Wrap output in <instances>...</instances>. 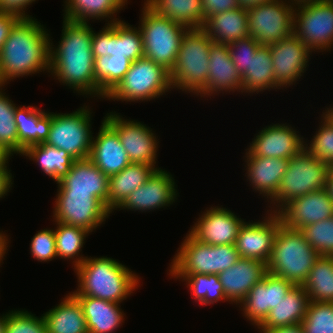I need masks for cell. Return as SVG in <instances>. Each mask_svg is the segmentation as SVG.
Segmentation results:
<instances>
[{"instance_id": "cell-1", "label": "cell", "mask_w": 333, "mask_h": 333, "mask_svg": "<svg viewBox=\"0 0 333 333\" xmlns=\"http://www.w3.org/2000/svg\"><path fill=\"white\" fill-rule=\"evenodd\" d=\"M89 23L63 18L59 44L55 46L50 37L49 73L74 93L76 91L78 95H85L87 98H99V85L94 72L95 58L92 53L94 28Z\"/></svg>"}, {"instance_id": "cell-2", "label": "cell", "mask_w": 333, "mask_h": 333, "mask_svg": "<svg viewBox=\"0 0 333 333\" xmlns=\"http://www.w3.org/2000/svg\"><path fill=\"white\" fill-rule=\"evenodd\" d=\"M50 72V34L37 19H20L0 51L3 85L15 78Z\"/></svg>"}, {"instance_id": "cell-3", "label": "cell", "mask_w": 333, "mask_h": 333, "mask_svg": "<svg viewBox=\"0 0 333 333\" xmlns=\"http://www.w3.org/2000/svg\"><path fill=\"white\" fill-rule=\"evenodd\" d=\"M74 272L78 288L72 292L73 295H86L118 304L134 293L140 282L135 272L107 256H87Z\"/></svg>"}, {"instance_id": "cell-4", "label": "cell", "mask_w": 333, "mask_h": 333, "mask_svg": "<svg viewBox=\"0 0 333 333\" xmlns=\"http://www.w3.org/2000/svg\"><path fill=\"white\" fill-rule=\"evenodd\" d=\"M320 255L300 230L279 227L267 263V272L302 286Z\"/></svg>"}, {"instance_id": "cell-5", "label": "cell", "mask_w": 333, "mask_h": 333, "mask_svg": "<svg viewBox=\"0 0 333 333\" xmlns=\"http://www.w3.org/2000/svg\"><path fill=\"white\" fill-rule=\"evenodd\" d=\"M213 40L203 28L188 29L170 71L172 89L201 95L209 73V51Z\"/></svg>"}, {"instance_id": "cell-6", "label": "cell", "mask_w": 333, "mask_h": 333, "mask_svg": "<svg viewBox=\"0 0 333 333\" xmlns=\"http://www.w3.org/2000/svg\"><path fill=\"white\" fill-rule=\"evenodd\" d=\"M330 168V165L312 156L305 148L301 149L289 159L287 170L267 211L278 213L290 201L327 188Z\"/></svg>"}, {"instance_id": "cell-7", "label": "cell", "mask_w": 333, "mask_h": 333, "mask_svg": "<svg viewBox=\"0 0 333 333\" xmlns=\"http://www.w3.org/2000/svg\"><path fill=\"white\" fill-rule=\"evenodd\" d=\"M180 248L173 256L169 270L171 277H186L189 274H219L230 268L240 256L234 244L208 245L187 233Z\"/></svg>"}, {"instance_id": "cell-8", "label": "cell", "mask_w": 333, "mask_h": 333, "mask_svg": "<svg viewBox=\"0 0 333 333\" xmlns=\"http://www.w3.org/2000/svg\"><path fill=\"white\" fill-rule=\"evenodd\" d=\"M143 5L138 28L142 36L144 57L171 71L188 28L156 14L145 3Z\"/></svg>"}, {"instance_id": "cell-9", "label": "cell", "mask_w": 333, "mask_h": 333, "mask_svg": "<svg viewBox=\"0 0 333 333\" xmlns=\"http://www.w3.org/2000/svg\"><path fill=\"white\" fill-rule=\"evenodd\" d=\"M169 90H172L170 71L143 57L131 63L128 72L105 100L148 102L166 95Z\"/></svg>"}, {"instance_id": "cell-10", "label": "cell", "mask_w": 333, "mask_h": 333, "mask_svg": "<svg viewBox=\"0 0 333 333\" xmlns=\"http://www.w3.org/2000/svg\"><path fill=\"white\" fill-rule=\"evenodd\" d=\"M92 113L86 104L72 113L52 112L50 132L44 144L63 149L75 160L89 158L94 134Z\"/></svg>"}, {"instance_id": "cell-11", "label": "cell", "mask_w": 333, "mask_h": 333, "mask_svg": "<svg viewBox=\"0 0 333 333\" xmlns=\"http://www.w3.org/2000/svg\"><path fill=\"white\" fill-rule=\"evenodd\" d=\"M293 34L313 53L333 48V4L327 0L297 6Z\"/></svg>"}, {"instance_id": "cell-12", "label": "cell", "mask_w": 333, "mask_h": 333, "mask_svg": "<svg viewBox=\"0 0 333 333\" xmlns=\"http://www.w3.org/2000/svg\"><path fill=\"white\" fill-rule=\"evenodd\" d=\"M295 7L285 0H272L247 9L249 34L260 45L278 42L293 34Z\"/></svg>"}, {"instance_id": "cell-13", "label": "cell", "mask_w": 333, "mask_h": 333, "mask_svg": "<svg viewBox=\"0 0 333 333\" xmlns=\"http://www.w3.org/2000/svg\"><path fill=\"white\" fill-rule=\"evenodd\" d=\"M53 221L83 228L90 233L109 218L111 212L91 193H57Z\"/></svg>"}, {"instance_id": "cell-14", "label": "cell", "mask_w": 333, "mask_h": 333, "mask_svg": "<svg viewBox=\"0 0 333 333\" xmlns=\"http://www.w3.org/2000/svg\"><path fill=\"white\" fill-rule=\"evenodd\" d=\"M119 114L112 111L106 114L104 120L117 132L130 162L155 166L160 142L158 136L146 124L125 119Z\"/></svg>"}, {"instance_id": "cell-15", "label": "cell", "mask_w": 333, "mask_h": 333, "mask_svg": "<svg viewBox=\"0 0 333 333\" xmlns=\"http://www.w3.org/2000/svg\"><path fill=\"white\" fill-rule=\"evenodd\" d=\"M121 20L105 23L99 32L93 30L92 53L94 58L108 55L126 57L134 62L144 57L143 41L138 27Z\"/></svg>"}, {"instance_id": "cell-16", "label": "cell", "mask_w": 333, "mask_h": 333, "mask_svg": "<svg viewBox=\"0 0 333 333\" xmlns=\"http://www.w3.org/2000/svg\"><path fill=\"white\" fill-rule=\"evenodd\" d=\"M269 47L275 83L282 89L293 86L306 72L312 52L294 34L269 44Z\"/></svg>"}, {"instance_id": "cell-17", "label": "cell", "mask_w": 333, "mask_h": 333, "mask_svg": "<svg viewBox=\"0 0 333 333\" xmlns=\"http://www.w3.org/2000/svg\"><path fill=\"white\" fill-rule=\"evenodd\" d=\"M266 216L256 221L244 222L235 241V247L240 258L260 260L268 263L274 238L282 225L277 213L266 211Z\"/></svg>"}, {"instance_id": "cell-18", "label": "cell", "mask_w": 333, "mask_h": 333, "mask_svg": "<svg viewBox=\"0 0 333 333\" xmlns=\"http://www.w3.org/2000/svg\"><path fill=\"white\" fill-rule=\"evenodd\" d=\"M176 186L171 173L160 167L152 173L142 186L132 192L117 209L146 212L169 207L177 201V194L179 193Z\"/></svg>"}, {"instance_id": "cell-19", "label": "cell", "mask_w": 333, "mask_h": 333, "mask_svg": "<svg viewBox=\"0 0 333 333\" xmlns=\"http://www.w3.org/2000/svg\"><path fill=\"white\" fill-rule=\"evenodd\" d=\"M244 219L230 209L211 206L199 215L188 233L197 241L208 245L235 244Z\"/></svg>"}, {"instance_id": "cell-20", "label": "cell", "mask_w": 333, "mask_h": 333, "mask_svg": "<svg viewBox=\"0 0 333 333\" xmlns=\"http://www.w3.org/2000/svg\"><path fill=\"white\" fill-rule=\"evenodd\" d=\"M298 132L289 123H272L256 133L245 155L289 160L304 148V136Z\"/></svg>"}, {"instance_id": "cell-21", "label": "cell", "mask_w": 333, "mask_h": 333, "mask_svg": "<svg viewBox=\"0 0 333 333\" xmlns=\"http://www.w3.org/2000/svg\"><path fill=\"white\" fill-rule=\"evenodd\" d=\"M294 285L284 278L269 272L248 292L239 308L243 316L257 328L265 321L273 309ZM242 307V308H241Z\"/></svg>"}, {"instance_id": "cell-22", "label": "cell", "mask_w": 333, "mask_h": 333, "mask_svg": "<svg viewBox=\"0 0 333 333\" xmlns=\"http://www.w3.org/2000/svg\"><path fill=\"white\" fill-rule=\"evenodd\" d=\"M277 214L284 226L301 230L307 225L333 217V199L324 188L290 201Z\"/></svg>"}, {"instance_id": "cell-23", "label": "cell", "mask_w": 333, "mask_h": 333, "mask_svg": "<svg viewBox=\"0 0 333 333\" xmlns=\"http://www.w3.org/2000/svg\"><path fill=\"white\" fill-rule=\"evenodd\" d=\"M109 178L89 158L75 160L56 183L57 193H91L107 208Z\"/></svg>"}, {"instance_id": "cell-24", "label": "cell", "mask_w": 333, "mask_h": 333, "mask_svg": "<svg viewBox=\"0 0 333 333\" xmlns=\"http://www.w3.org/2000/svg\"><path fill=\"white\" fill-rule=\"evenodd\" d=\"M209 73L205 91L200 98L223 92H241L242 77L233 63L227 44L212 43L209 51ZM207 95V96H206Z\"/></svg>"}, {"instance_id": "cell-25", "label": "cell", "mask_w": 333, "mask_h": 333, "mask_svg": "<svg viewBox=\"0 0 333 333\" xmlns=\"http://www.w3.org/2000/svg\"><path fill=\"white\" fill-rule=\"evenodd\" d=\"M266 273V263L255 259L240 258L218 276L228 302L239 305L251 288L260 282Z\"/></svg>"}, {"instance_id": "cell-26", "label": "cell", "mask_w": 333, "mask_h": 333, "mask_svg": "<svg viewBox=\"0 0 333 333\" xmlns=\"http://www.w3.org/2000/svg\"><path fill=\"white\" fill-rule=\"evenodd\" d=\"M97 136H93L89 159L109 177L131 162L117 132L103 119Z\"/></svg>"}, {"instance_id": "cell-27", "label": "cell", "mask_w": 333, "mask_h": 333, "mask_svg": "<svg viewBox=\"0 0 333 333\" xmlns=\"http://www.w3.org/2000/svg\"><path fill=\"white\" fill-rule=\"evenodd\" d=\"M247 180L255 192L270 202L280 186L287 170L288 159L244 156Z\"/></svg>"}, {"instance_id": "cell-28", "label": "cell", "mask_w": 333, "mask_h": 333, "mask_svg": "<svg viewBox=\"0 0 333 333\" xmlns=\"http://www.w3.org/2000/svg\"><path fill=\"white\" fill-rule=\"evenodd\" d=\"M52 121V112L39 109L37 106H17L15 124L18 133V154L37 144L45 143Z\"/></svg>"}, {"instance_id": "cell-29", "label": "cell", "mask_w": 333, "mask_h": 333, "mask_svg": "<svg viewBox=\"0 0 333 333\" xmlns=\"http://www.w3.org/2000/svg\"><path fill=\"white\" fill-rule=\"evenodd\" d=\"M86 318L88 333H115L125 321L120 304L86 295H74Z\"/></svg>"}, {"instance_id": "cell-30", "label": "cell", "mask_w": 333, "mask_h": 333, "mask_svg": "<svg viewBox=\"0 0 333 333\" xmlns=\"http://www.w3.org/2000/svg\"><path fill=\"white\" fill-rule=\"evenodd\" d=\"M310 303L309 296L302 286H293L283 299L270 310L265 321L258 327L260 333L269 329L300 324L306 317Z\"/></svg>"}, {"instance_id": "cell-31", "label": "cell", "mask_w": 333, "mask_h": 333, "mask_svg": "<svg viewBox=\"0 0 333 333\" xmlns=\"http://www.w3.org/2000/svg\"><path fill=\"white\" fill-rule=\"evenodd\" d=\"M42 316L47 333H88L83 308L71 292Z\"/></svg>"}, {"instance_id": "cell-32", "label": "cell", "mask_w": 333, "mask_h": 333, "mask_svg": "<svg viewBox=\"0 0 333 333\" xmlns=\"http://www.w3.org/2000/svg\"><path fill=\"white\" fill-rule=\"evenodd\" d=\"M158 169L153 165L130 163L122 171L110 176L107 209L112 213L125 199L142 186L152 173Z\"/></svg>"}, {"instance_id": "cell-33", "label": "cell", "mask_w": 333, "mask_h": 333, "mask_svg": "<svg viewBox=\"0 0 333 333\" xmlns=\"http://www.w3.org/2000/svg\"><path fill=\"white\" fill-rule=\"evenodd\" d=\"M203 29L214 43L230 42L250 36L247 9L238 7L209 17Z\"/></svg>"}, {"instance_id": "cell-34", "label": "cell", "mask_w": 333, "mask_h": 333, "mask_svg": "<svg viewBox=\"0 0 333 333\" xmlns=\"http://www.w3.org/2000/svg\"><path fill=\"white\" fill-rule=\"evenodd\" d=\"M64 3L63 18L66 20L88 23L90 19H97L111 24L121 21L116 13L123 10L128 0H65Z\"/></svg>"}, {"instance_id": "cell-35", "label": "cell", "mask_w": 333, "mask_h": 333, "mask_svg": "<svg viewBox=\"0 0 333 333\" xmlns=\"http://www.w3.org/2000/svg\"><path fill=\"white\" fill-rule=\"evenodd\" d=\"M242 77V93L258 94L271 89H281L275 83L272 54L269 45H260L251 57L249 69ZM256 92V93H255Z\"/></svg>"}, {"instance_id": "cell-36", "label": "cell", "mask_w": 333, "mask_h": 333, "mask_svg": "<svg viewBox=\"0 0 333 333\" xmlns=\"http://www.w3.org/2000/svg\"><path fill=\"white\" fill-rule=\"evenodd\" d=\"M156 14L188 29L203 28L201 0H144Z\"/></svg>"}, {"instance_id": "cell-37", "label": "cell", "mask_w": 333, "mask_h": 333, "mask_svg": "<svg viewBox=\"0 0 333 333\" xmlns=\"http://www.w3.org/2000/svg\"><path fill=\"white\" fill-rule=\"evenodd\" d=\"M21 156L37 163L40 169L56 183L61 180L75 161L66 151L47 144H37L26 148Z\"/></svg>"}, {"instance_id": "cell-38", "label": "cell", "mask_w": 333, "mask_h": 333, "mask_svg": "<svg viewBox=\"0 0 333 333\" xmlns=\"http://www.w3.org/2000/svg\"><path fill=\"white\" fill-rule=\"evenodd\" d=\"M302 287L310 301L333 302V256H320Z\"/></svg>"}, {"instance_id": "cell-39", "label": "cell", "mask_w": 333, "mask_h": 333, "mask_svg": "<svg viewBox=\"0 0 333 333\" xmlns=\"http://www.w3.org/2000/svg\"><path fill=\"white\" fill-rule=\"evenodd\" d=\"M53 222H55L56 225L54 232L57 257L65 260L71 259L73 269H75L87 258V256L85 257L82 253L80 255V252L90 232L83 228L67 225L62 222Z\"/></svg>"}, {"instance_id": "cell-40", "label": "cell", "mask_w": 333, "mask_h": 333, "mask_svg": "<svg viewBox=\"0 0 333 333\" xmlns=\"http://www.w3.org/2000/svg\"><path fill=\"white\" fill-rule=\"evenodd\" d=\"M132 61L126 57L108 55L95 58V80L99 85V99L105 97L119 84L130 69Z\"/></svg>"}, {"instance_id": "cell-41", "label": "cell", "mask_w": 333, "mask_h": 333, "mask_svg": "<svg viewBox=\"0 0 333 333\" xmlns=\"http://www.w3.org/2000/svg\"><path fill=\"white\" fill-rule=\"evenodd\" d=\"M185 282L189 288L192 299L200 305H210L219 301H228L224 296L223 285L217 274H189L186 277H170Z\"/></svg>"}, {"instance_id": "cell-42", "label": "cell", "mask_w": 333, "mask_h": 333, "mask_svg": "<svg viewBox=\"0 0 333 333\" xmlns=\"http://www.w3.org/2000/svg\"><path fill=\"white\" fill-rule=\"evenodd\" d=\"M3 88H0V146L14 156L18 154V133L15 124L17 106L8 97L9 95H5Z\"/></svg>"}, {"instance_id": "cell-43", "label": "cell", "mask_w": 333, "mask_h": 333, "mask_svg": "<svg viewBox=\"0 0 333 333\" xmlns=\"http://www.w3.org/2000/svg\"><path fill=\"white\" fill-rule=\"evenodd\" d=\"M300 325L304 333H333V302L310 301Z\"/></svg>"}, {"instance_id": "cell-44", "label": "cell", "mask_w": 333, "mask_h": 333, "mask_svg": "<svg viewBox=\"0 0 333 333\" xmlns=\"http://www.w3.org/2000/svg\"><path fill=\"white\" fill-rule=\"evenodd\" d=\"M321 125L316 129V134L311 141H304V148L319 160L333 166V123L321 115Z\"/></svg>"}, {"instance_id": "cell-45", "label": "cell", "mask_w": 333, "mask_h": 333, "mask_svg": "<svg viewBox=\"0 0 333 333\" xmlns=\"http://www.w3.org/2000/svg\"><path fill=\"white\" fill-rule=\"evenodd\" d=\"M300 231L320 256H333V217L307 225Z\"/></svg>"}, {"instance_id": "cell-46", "label": "cell", "mask_w": 333, "mask_h": 333, "mask_svg": "<svg viewBox=\"0 0 333 333\" xmlns=\"http://www.w3.org/2000/svg\"><path fill=\"white\" fill-rule=\"evenodd\" d=\"M5 333H47L43 316H35L23 309L9 310L6 313Z\"/></svg>"}, {"instance_id": "cell-47", "label": "cell", "mask_w": 333, "mask_h": 333, "mask_svg": "<svg viewBox=\"0 0 333 333\" xmlns=\"http://www.w3.org/2000/svg\"><path fill=\"white\" fill-rule=\"evenodd\" d=\"M30 253L39 262H49L57 257L54 228L41 229L33 236Z\"/></svg>"}, {"instance_id": "cell-48", "label": "cell", "mask_w": 333, "mask_h": 333, "mask_svg": "<svg viewBox=\"0 0 333 333\" xmlns=\"http://www.w3.org/2000/svg\"><path fill=\"white\" fill-rule=\"evenodd\" d=\"M233 63L238 73L242 76L249 69L251 57H254L260 44L252 37L248 36L227 44Z\"/></svg>"}, {"instance_id": "cell-49", "label": "cell", "mask_w": 333, "mask_h": 333, "mask_svg": "<svg viewBox=\"0 0 333 333\" xmlns=\"http://www.w3.org/2000/svg\"><path fill=\"white\" fill-rule=\"evenodd\" d=\"M237 0H201L203 27L205 21L214 14L238 8Z\"/></svg>"}, {"instance_id": "cell-50", "label": "cell", "mask_w": 333, "mask_h": 333, "mask_svg": "<svg viewBox=\"0 0 333 333\" xmlns=\"http://www.w3.org/2000/svg\"><path fill=\"white\" fill-rule=\"evenodd\" d=\"M34 2L36 0H0V12L13 14L20 19H32L33 17L25 11Z\"/></svg>"}, {"instance_id": "cell-51", "label": "cell", "mask_w": 333, "mask_h": 333, "mask_svg": "<svg viewBox=\"0 0 333 333\" xmlns=\"http://www.w3.org/2000/svg\"><path fill=\"white\" fill-rule=\"evenodd\" d=\"M19 20L20 18L13 14L0 12V51L9 36L11 29Z\"/></svg>"}, {"instance_id": "cell-52", "label": "cell", "mask_w": 333, "mask_h": 333, "mask_svg": "<svg viewBox=\"0 0 333 333\" xmlns=\"http://www.w3.org/2000/svg\"><path fill=\"white\" fill-rule=\"evenodd\" d=\"M13 178L11 170H0V200L10 192L14 182Z\"/></svg>"}, {"instance_id": "cell-53", "label": "cell", "mask_w": 333, "mask_h": 333, "mask_svg": "<svg viewBox=\"0 0 333 333\" xmlns=\"http://www.w3.org/2000/svg\"><path fill=\"white\" fill-rule=\"evenodd\" d=\"M265 333H304L300 324H293L284 327L269 329Z\"/></svg>"}, {"instance_id": "cell-54", "label": "cell", "mask_w": 333, "mask_h": 333, "mask_svg": "<svg viewBox=\"0 0 333 333\" xmlns=\"http://www.w3.org/2000/svg\"><path fill=\"white\" fill-rule=\"evenodd\" d=\"M9 239H8V235H6V233H4L3 231L0 232V264L1 262L3 263L5 254H7L8 251V246H9ZM1 266V265H0Z\"/></svg>"}, {"instance_id": "cell-55", "label": "cell", "mask_w": 333, "mask_h": 333, "mask_svg": "<svg viewBox=\"0 0 333 333\" xmlns=\"http://www.w3.org/2000/svg\"><path fill=\"white\" fill-rule=\"evenodd\" d=\"M11 156L13 155L9 151L0 146V170H10L8 163Z\"/></svg>"}, {"instance_id": "cell-56", "label": "cell", "mask_w": 333, "mask_h": 333, "mask_svg": "<svg viewBox=\"0 0 333 333\" xmlns=\"http://www.w3.org/2000/svg\"><path fill=\"white\" fill-rule=\"evenodd\" d=\"M272 0H237L239 7L244 9L253 8L255 6L262 5L263 3L270 2Z\"/></svg>"}, {"instance_id": "cell-57", "label": "cell", "mask_w": 333, "mask_h": 333, "mask_svg": "<svg viewBox=\"0 0 333 333\" xmlns=\"http://www.w3.org/2000/svg\"><path fill=\"white\" fill-rule=\"evenodd\" d=\"M287 3L293 5L294 7L320 2L322 0H285Z\"/></svg>"}, {"instance_id": "cell-58", "label": "cell", "mask_w": 333, "mask_h": 333, "mask_svg": "<svg viewBox=\"0 0 333 333\" xmlns=\"http://www.w3.org/2000/svg\"><path fill=\"white\" fill-rule=\"evenodd\" d=\"M327 190L329 191L330 197L333 199V166H331L328 173Z\"/></svg>"}, {"instance_id": "cell-59", "label": "cell", "mask_w": 333, "mask_h": 333, "mask_svg": "<svg viewBox=\"0 0 333 333\" xmlns=\"http://www.w3.org/2000/svg\"><path fill=\"white\" fill-rule=\"evenodd\" d=\"M6 330V313L0 316V333H5Z\"/></svg>"}, {"instance_id": "cell-60", "label": "cell", "mask_w": 333, "mask_h": 333, "mask_svg": "<svg viewBox=\"0 0 333 333\" xmlns=\"http://www.w3.org/2000/svg\"><path fill=\"white\" fill-rule=\"evenodd\" d=\"M322 113L333 123V106L327 109L325 108Z\"/></svg>"}, {"instance_id": "cell-61", "label": "cell", "mask_w": 333, "mask_h": 333, "mask_svg": "<svg viewBox=\"0 0 333 333\" xmlns=\"http://www.w3.org/2000/svg\"><path fill=\"white\" fill-rule=\"evenodd\" d=\"M4 87L2 80L0 79V88Z\"/></svg>"}, {"instance_id": "cell-62", "label": "cell", "mask_w": 333, "mask_h": 333, "mask_svg": "<svg viewBox=\"0 0 333 333\" xmlns=\"http://www.w3.org/2000/svg\"><path fill=\"white\" fill-rule=\"evenodd\" d=\"M329 3L333 4V0H327Z\"/></svg>"}]
</instances>
